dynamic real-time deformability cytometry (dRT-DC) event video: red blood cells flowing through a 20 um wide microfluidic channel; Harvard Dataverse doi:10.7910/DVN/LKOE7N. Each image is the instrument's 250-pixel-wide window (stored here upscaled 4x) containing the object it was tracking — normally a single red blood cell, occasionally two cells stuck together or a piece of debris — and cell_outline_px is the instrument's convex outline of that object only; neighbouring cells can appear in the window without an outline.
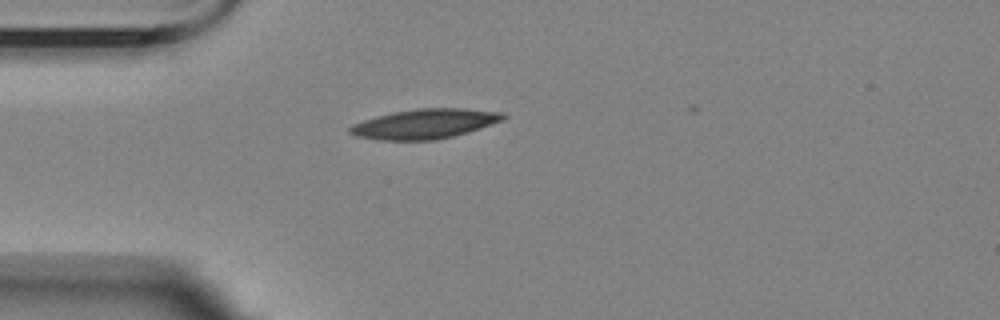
{"species": "Egyptian fruit bat (a non-hibernating species)", "species_latin": "Rousettus aegyptiacus", "temperature_condition": "room temperature", "stored_images_in_passage": 1, "camera_frame_rate_fps": 3000, "um_per_image_px": 0.085, "animal": {"sex": "female"}, "frame": {"image": 1, "passage_image": 1, "time_ms": 0.0, "image_size_px": [1000, 320], "cell_outline_px": [[508, 116], [504, 120], [480, 128], [452, 136], [436, 140], [380, 140], [356, 136], [348, 132], [348, 128], [352, 124], [376, 116], [392, 112], [416, 108], [464, 108], [504, 112]], "centroid_in_image_um": [36.11, 10.51], "position_along_channel_um": 48.9, "area_um2": 26.65}}